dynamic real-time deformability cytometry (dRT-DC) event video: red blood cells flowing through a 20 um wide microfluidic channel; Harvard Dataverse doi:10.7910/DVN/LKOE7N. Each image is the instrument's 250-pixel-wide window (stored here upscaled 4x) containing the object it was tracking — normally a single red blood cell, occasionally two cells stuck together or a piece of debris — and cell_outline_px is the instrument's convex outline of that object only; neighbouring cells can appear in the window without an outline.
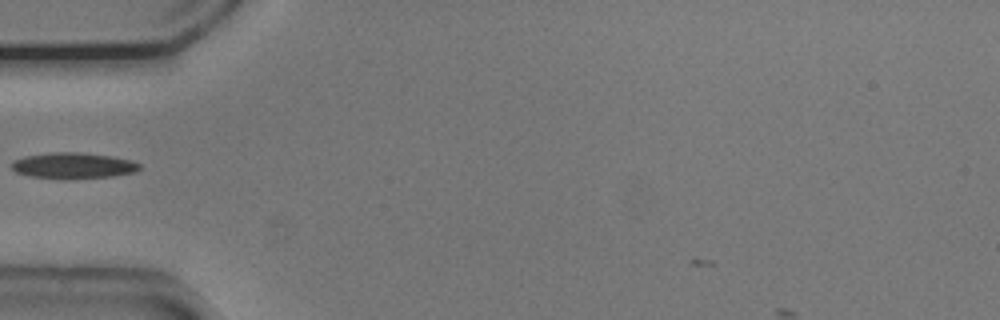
{"species": "common noctule bat (a hibernating species)", "species_latin": "Nyctalus noctula", "temperature_condition": "cold", "stored_images_in_passage": 35, "camera_frame_rate_fps": 3000, "um_per_image_px": 0.085, "animal": {"sex": "male", "body_mass_g": 20.5, "forearm_length_mm": 52.5}, "frame": {"image": 1, "passage_image": 2, "time_ms": 0.333, "image_size_px": [1000, 320], "cell_outline_px": [[140, 168], [136, 172], [112, 176], [64, 180], [32, 176], [16, 172], [12, 168], [12, 160], [24, 156], [52, 152], [80, 152], [112, 156], [132, 160], [140, 164]], "centroid_in_image_um": [6.23, 14.08], "position_along_channel_um": 78.8, "area_um2": 19.59}}
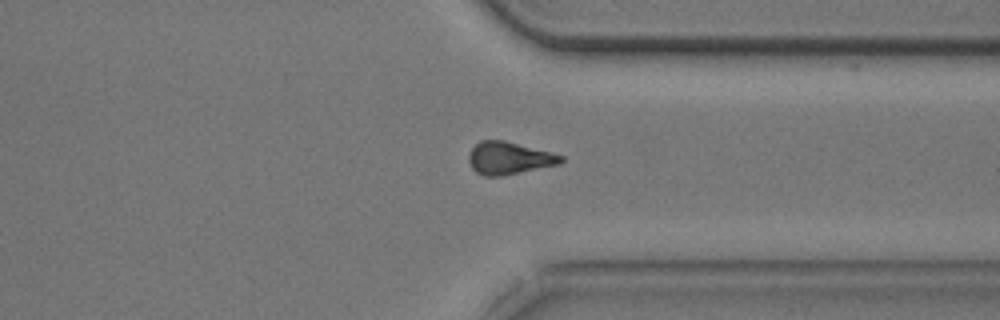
{"frame": {"image": 2, "passage_image": 25, "time_ms": 8.0, "image_size_px": [1000, 320], "cell_outline_px": [[564, 160], [560, 164], [500, 176], [484, 176], [476, 172], [472, 168], [468, 160], [468, 152], [480, 140], [504, 140], [564, 156]], "centroid_in_image_um": [43.23, 13.44], "position_along_channel_um": 368.2, "area_um2": 17.34}}
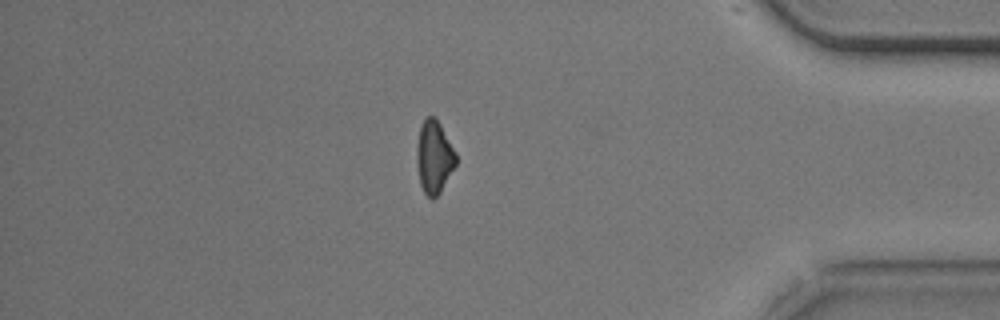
{"frame": {"image": 3, "passage_image": 30, "time_ms": 9.667, "image_size_px": [1000, 320], "cell_outline_px": [[456, 164], [440, 192], [432, 200], [424, 192], [420, 184], [416, 160], [416, 148], [420, 124], [428, 116], [432, 116], [440, 124], [456, 152]], "centroid_in_image_um": [36.88, 13.34], "position_along_channel_um": 398.3, "area_um2": 16.53}, "authors_computed_cell_mechanics": {"area_um2": 17.7446, "velocity_mm_per_s": 3.7745, "shape_relaxation_time_tau1_ms": 7.3095, "shape_relaxation_time_tau2_ms": null, "deformation_change_tau1": 0.1715, "deformation_change_tau2": null}}